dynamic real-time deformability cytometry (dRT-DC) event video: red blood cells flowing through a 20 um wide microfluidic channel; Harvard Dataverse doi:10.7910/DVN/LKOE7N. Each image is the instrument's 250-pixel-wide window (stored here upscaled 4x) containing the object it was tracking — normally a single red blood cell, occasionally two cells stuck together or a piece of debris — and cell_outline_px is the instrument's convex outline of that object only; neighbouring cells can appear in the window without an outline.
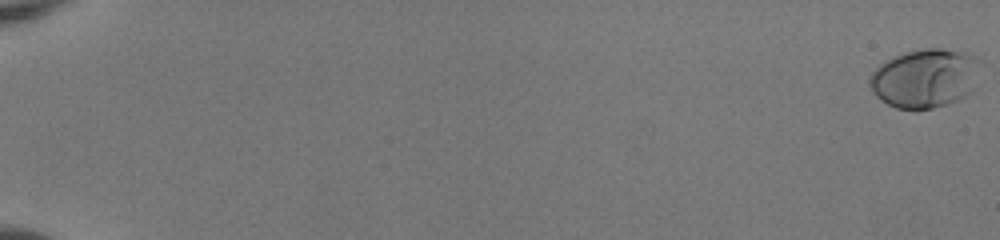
{"species": "human", "species_latin": "Homo sapiens", "temperature_condition": "room temperature", "stored_images_in_passage": 56, "camera_frame_rate_fps": 3000, "um_per_image_px": 0.085, "donor": {"sex": "female"}, "frame": {"image": 1, "passage_image": 1, "time_ms": 0.0, "image_size_px": [1000, 240], "cell_outline_px": [[980, 60], [968, 92], [964, 96], [956, 100], [932, 108], [896, 108], [880, 100], [872, 92], [868, 80], [872, 72], [884, 60], [892, 56], [904, 52], [924, 48], [944, 48], [964, 52], [976, 56]], "centroid_in_image_um": [78.53, 6.61], "position_along_channel_um": 6.5, "area_um2": 37.45}}
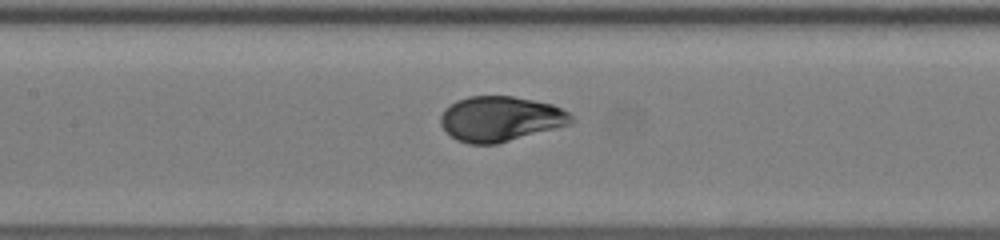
{"frame": {"image": 2, "passage_image": 30, "time_ms": 9.667, "image_size_px": [1000, 240], "cell_outline_px": [[576, 120], [572, 124], [496, 144], [468, 144], [456, 140], [440, 124], [440, 116], [444, 108], [456, 100], [468, 96], [512, 96], [552, 104], [568, 112]], "centroid_in_image_um": [42.53, 10.1], "position_along_channel_um": 164.9, "area_um2": 34.45}}
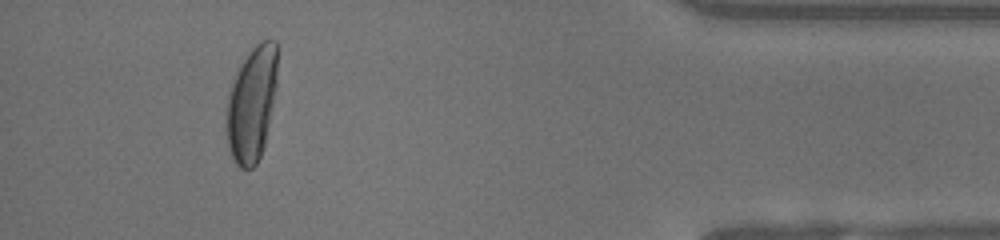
{"frame": {"image": 3, "passage_image": 52, "time_ms": 17.0, "image_size_px": [1000, 240], "cell_outline_px": [[276, 88], [264, 148], [256, 164], [252, 168], [240, 168], [236, 164], [228, 148], [224, 120], [224, 108], [228, 92], [232, 80], [240, 64], [248, 52], [260, 40], [276, 40]], "centroid_in_image_um": [21.34, 8.84], "position_along_channel_um": 413.9, "area_um2": 34.8}, "authors_computed_cell_mechanics": {"area_um2": 34.7956, "velocity_mm_per_s": 3.963, "shape_relaxation_time_tau1_ms": 3.8162, "shape_relaxation_time_tau2_ms": null, "deformation_change_tau1": 0.1962, "deformation_change_tau2": null}}